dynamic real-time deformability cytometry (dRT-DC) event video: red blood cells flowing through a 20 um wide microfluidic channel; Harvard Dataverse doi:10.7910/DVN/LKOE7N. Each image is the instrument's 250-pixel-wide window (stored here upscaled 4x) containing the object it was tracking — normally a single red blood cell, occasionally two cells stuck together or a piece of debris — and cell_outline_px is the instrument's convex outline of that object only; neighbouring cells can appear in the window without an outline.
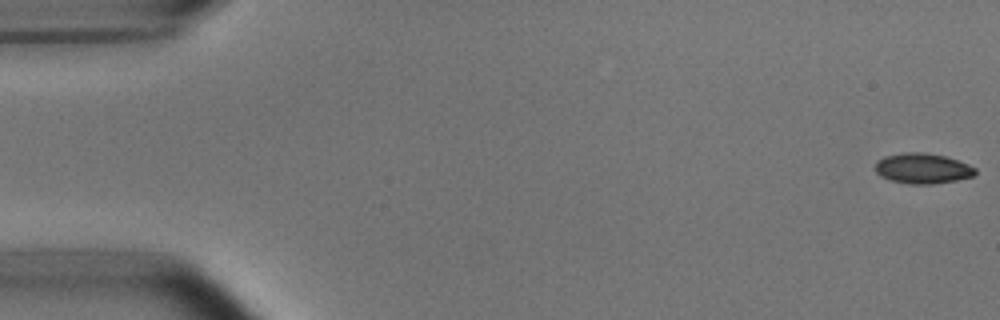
{"species": "common noctule bat (a hibernating species)", "species_latin": "Nyctalus noctula", "temperature_condition": "room temperature", "stored_images_in_passage": 53, "camera_frame_rate_fps": 3000, "um_per_image_px": 0.085, "animal": {"sex": "male", "body_mass_g": 15.6}, "frame": {"image": 1, "passage_image": 1, "time_ms": 0.0, "image_size_px": [1000, 320], "cell_outline_px": [[976, 172], [972, 176], [956, 180], [932, 184], [912, 184], [892, 180], [880, 176], [876, 172], [876, 160], [884, 156], [904, 152], [924, 152], [944, 156], [968, 164], [976, 168]], "centroid_in_image_um": [78.4, 14.3], "position_along_channel_um": 6.6, "area_um2": 17.57}}
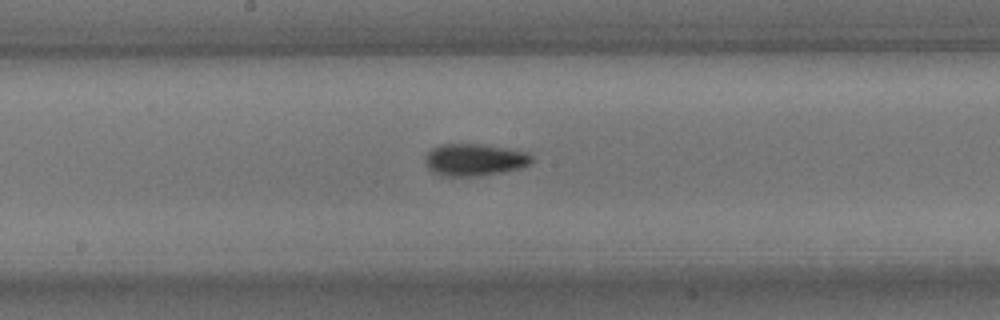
{"frame": {"image": 2, "passage_image": 28, "time_ms": 9.0, "image_size_px": [1000, 320], "cell_outline_px": [[532, 164], [520, 168], [504, 172], [476, 176], [440, 176], [432, 172], [428, 168], [424, 160], [424, 156], [432, 148], [440, 144], [480, 144], [528, 152], [532, 156]], "centroid_in_image_um": [40.31, 13.59], "position_along_channel_um": 207.9, "area_um2": 20.11}}
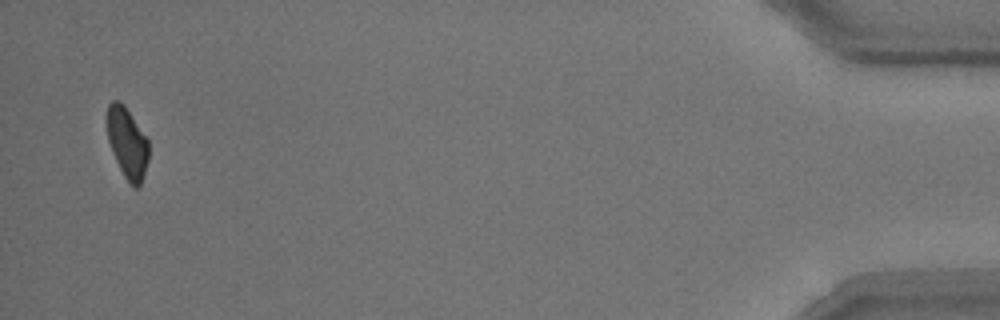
{"frame": {"image": 3, "passage_image": 52, "time_ms": 17.0, "image_size_px": [1000, 320], "cell_outline_px": [[148, 160], [140, 184], [136, 188], [124, 176], [116, 160], [108, 140], [108, 104], [112, 100], [120, 100], [124, 104], [148, 140]], "centroid_in_image_um": [10.82, 12.11], "position_along_channel_um": 424.4, "area_um2": 16.65}, "authors_computed_cell_mechanics": {"area_um2": 18.3226, "velocity_mm_per_s": 3.7602, "shape_relaxation_time_tau1_ms": 3.3187, "shape_relaxation_time_tau2_ms": 4.2346, "deformation_change_tau1": 0.1293, "deformation_change_tau2": 0.0675}}